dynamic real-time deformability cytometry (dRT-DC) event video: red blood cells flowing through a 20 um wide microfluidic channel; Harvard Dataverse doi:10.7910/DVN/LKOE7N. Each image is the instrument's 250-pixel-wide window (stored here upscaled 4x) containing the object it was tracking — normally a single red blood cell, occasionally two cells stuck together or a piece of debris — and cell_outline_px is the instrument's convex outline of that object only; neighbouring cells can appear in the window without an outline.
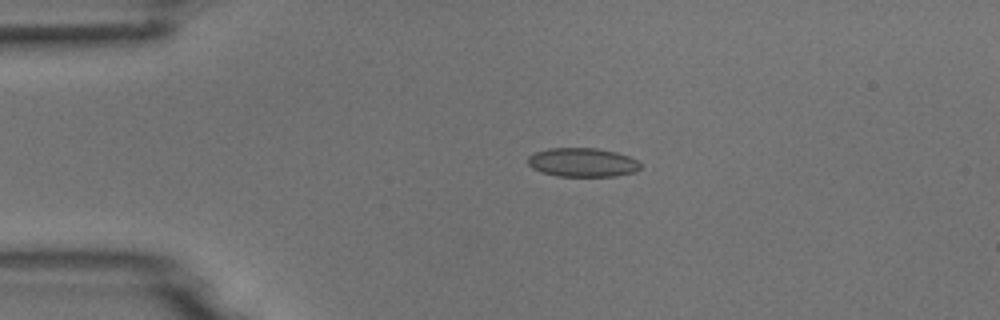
{"species": "common noctule bat (a hibernating species)", "species_latin": "Nyctalus noctula", "temperature_condition": "room temperature", "stored_images_in_passage": 4, "camera_frame_rate_fps": 3000, "um_per_image_px": 0.085, "animal": {"sex": "male", "body_mass_g": 18.8}, "frame": {"image": 1, "passage_image": 3, "time_ms": 0.667, "image_size_px": [1000, 320], "cell_outline_px": [[640, 168], [636, 172], [616, 176], [556, 176], [540, 172], [532, 168], [528, 164], [528, 156], [536, 152], [548, 148], [596, 148], [616, 152], [628, 156], [636, 160], [640, 164]], "centroid_in_image_um": [49.49, 13.81], "position_along_channel_um": 35.5, "area_um2": 19.02}}